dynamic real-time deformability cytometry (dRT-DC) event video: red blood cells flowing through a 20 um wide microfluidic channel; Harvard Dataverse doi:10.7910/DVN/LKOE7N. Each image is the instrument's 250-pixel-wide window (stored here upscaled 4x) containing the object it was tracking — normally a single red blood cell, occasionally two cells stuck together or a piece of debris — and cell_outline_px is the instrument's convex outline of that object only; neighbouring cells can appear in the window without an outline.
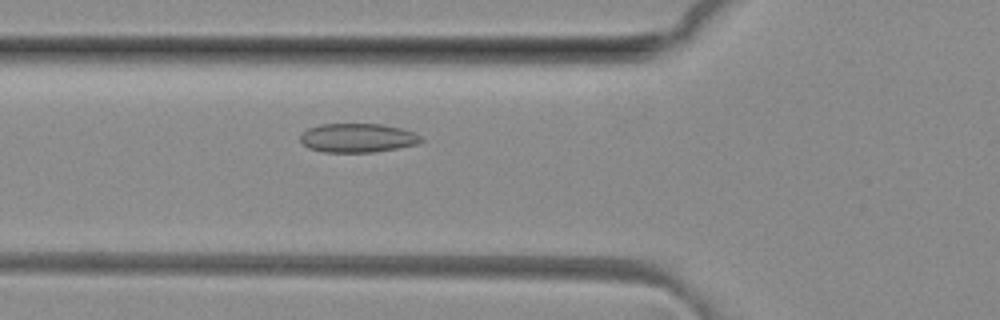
{"species": "common noctule bat (a hibernating species)", "species_latin": "Nyctalus noctula", "temperature_condition": "room temperature", "stored_images_in_passage": 45, "camera_frame_rate_fps": 3000, "um_per_image_px": 0.085, "animal": {"sex": "female", "body_mass_g": 29.2, "forearm_length_mm": 56.3}, "frame": {"image": 1, "passage_image": 15, "time_ms": 4.667, "image_size_px": [1000, 320], "cell_outline_px": [[424, 140], [416, 144], [396, 148], [372, 152], [324, 152], [308, 148], [300, 140], [300, 136], [308, 128], [320, 124], [380, 124], [400, 128], [416, 132]], "centroid_in_image_um": [30.39, 11.72], "position_along_channel_um": 95.4, "area_um2": 20.29}}
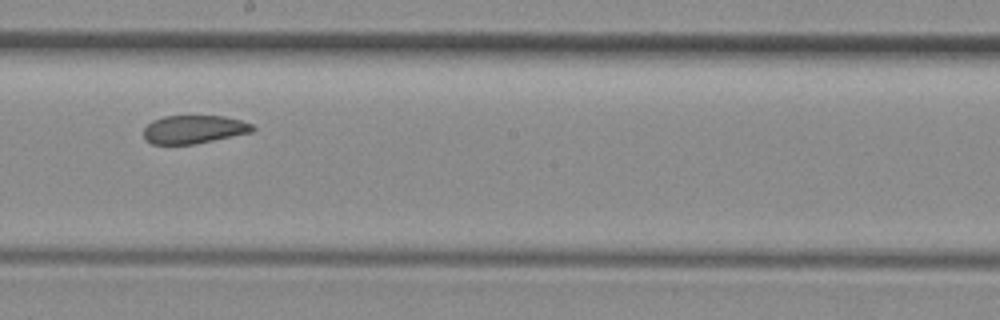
{"frame": {"image": 2, "passage_image": 25, "time_ms": 8.0, "image_size_px": [1000, 320], "cell_outline_px": [[256, 128], [252, 132], [196, 144], [152, 144], [144, 140], [144, 128], [152, 120], [164, 116], [224, 116], [240, 120], [252, 124]], "centroid_in_image_um": [16.47, 11.0], "position_along_channel_um": 231.7, "area_um2": 18.03}}
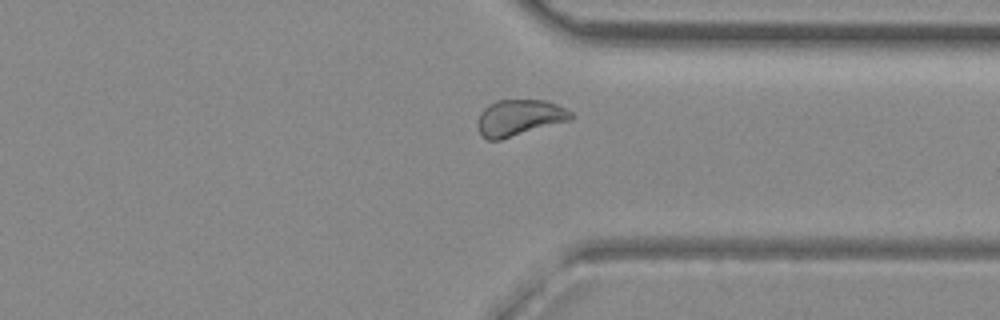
{"frame": {"image": 3, "passage_image": 35, "time_ms": 11.333, "image_size_px": [1000, 320], "cell_outline_px": [[576, 116], [572, 120], [500, 140], [488, 140], [480, 136], [476, 124], [480, 112], [488, 104], [496, 100], [544, 100], [556, 104], [572, 112]], "centroid_in_image_um": [44.13, 10.02], "position_along_channel_um": 367.3, "area_um2": 20.06}, "authors_computed_cell_mechanics": {"area_um2": 19.941, "velocity_mm_per_s": 4.0867, "shape_relaxation_time_tau1_ms": null, "shape_relaxation_time_tau2_ms": 3.1344, "deformation_change_tau1": null, "deformation_change_tau2": 0.0623}}